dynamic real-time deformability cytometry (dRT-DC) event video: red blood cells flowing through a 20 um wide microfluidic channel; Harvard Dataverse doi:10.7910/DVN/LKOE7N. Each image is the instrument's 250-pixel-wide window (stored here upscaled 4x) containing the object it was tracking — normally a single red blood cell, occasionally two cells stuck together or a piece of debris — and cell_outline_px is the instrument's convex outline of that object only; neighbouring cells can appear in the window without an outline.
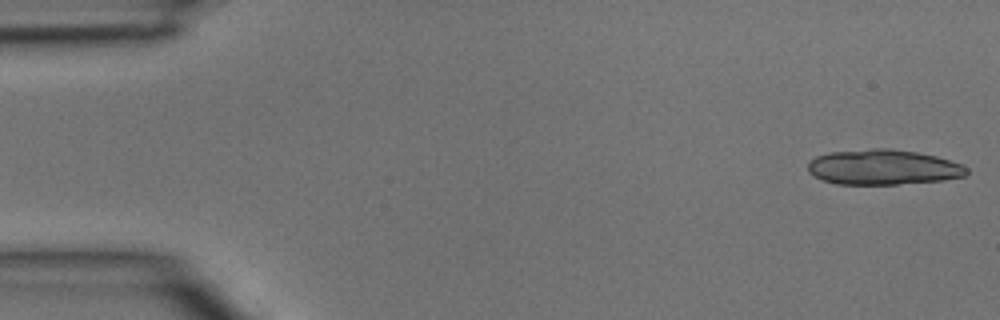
{"species": "common noctule bat (a hibernating species)", "species_latin": "Nyctalus noctula", "temperature_condition": "room temperature", "stored_images_in_passage": 4, "camera_frame_rate_fps": 3000, "um_per_image_px": 0.085, "animal": {"sex": "male", "body_mass_g": 15.6}, "frame": {"image": 1, "passage_image": 1, "time_ms": 0.0, "image_size_px": [1000, 320], "cell_outline_px": [[968, 172], [964, 176], [944, 180], [896, 184], [836, 184], [824, 180], [808, 172], [808, 164], [816, 156], [828, 152], [872, 148], [888, 148], [916, 152], [936, 156], [960, 164], [968, 168]], "centroid_in_image_um": [75.06, 14.21], "position_along_channel_um": 9.9, "area_um2": 32.43}}